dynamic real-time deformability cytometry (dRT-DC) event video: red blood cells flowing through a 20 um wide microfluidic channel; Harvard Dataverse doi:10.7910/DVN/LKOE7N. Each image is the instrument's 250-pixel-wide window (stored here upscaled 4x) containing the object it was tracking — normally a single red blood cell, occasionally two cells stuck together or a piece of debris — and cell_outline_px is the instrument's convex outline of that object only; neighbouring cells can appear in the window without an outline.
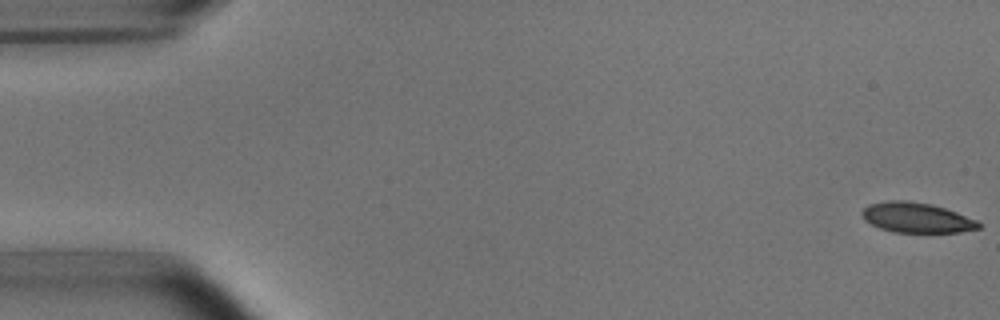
{"species": "common noctule bat (a hibernating species)", "species_latin": "Nyctalus noctula", "temperature_condition": "room temperature", "stored_images_in_passage": 14, "camera_frame_rate_fps": 3000, "um_per_image_px": 0.085, "animal": {"sex": "male", "body_mass_g": 15.6}, "frame": {"image": 1, "passage_image": 1, "time_ms": 0.0, "image_size_px": [1000, 320], "cell_outline_px": [[980, 228], [960, 232], [892, 232], [880, 228], [864, 220], [860, 212], [868, 204], [888, 200], [908, 200], [932, 204], [956, 212], [976, 220], [980, 224]], "centroid_in_image_um": [77.87, 18.49], "position_along_channel_um": 7.1, "area_um2": 20.46}}
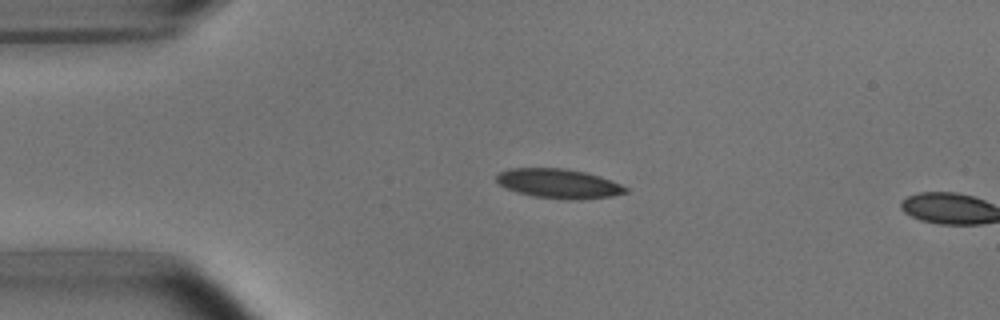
{"frame": {"image": 2, "passage_image": 12, "time_ms": 3.667, "image_size_px": [1000, 320], "cell_outline_px": [[628, 192], [612, 196], [580, 200], [568, 200], [532, 196], [516, 192], [500, 184], [496, 180], [496, 176], [500, 172], [508, 168], [564, 168], [584, 172], [600, 176], [620, 184], [628, 188]], "centroid_in_image_um": [47.5, 15.61], "position_along_channel_um": 37.5, "area_um2": 22.2}}